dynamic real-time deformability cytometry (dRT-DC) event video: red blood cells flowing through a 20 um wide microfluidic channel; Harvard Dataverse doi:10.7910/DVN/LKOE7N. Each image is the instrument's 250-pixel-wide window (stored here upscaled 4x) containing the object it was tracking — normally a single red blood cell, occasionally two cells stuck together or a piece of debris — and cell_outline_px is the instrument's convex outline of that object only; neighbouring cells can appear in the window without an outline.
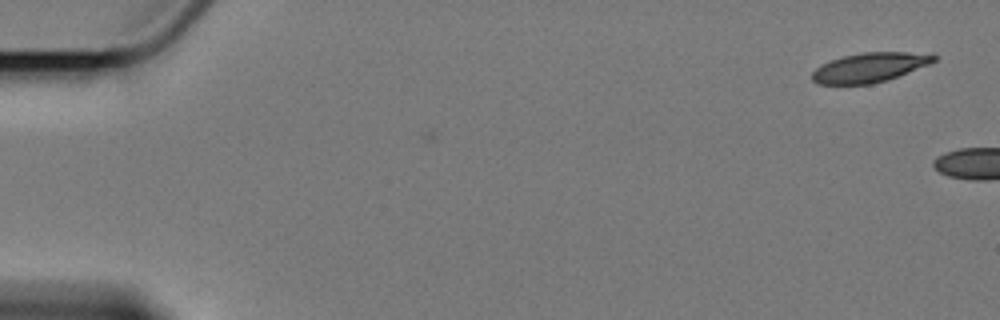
{"species": "Egyptian fruit bat (a non-hibernating species)", "species_latin": "Rousettus aegyptiacus", "temperature_condition": "cold", "stored_images_in_passage": 7, "segment_of_instrument_passage": [3, 3], "camera_frame_rate_fps": 3000, "um_per_image_px": 0.085, "animal": {"sex": "female"}, "frame": {"image": 1, "passage_image": 7, "time_ms": 8.667, "image_size_px": [1000, 320], "cell_outline_px": [[936, 60], [928, 64], [888, 80], [872, 84], [816, 84], [812, 80], [812, 72], [820, 64], [844, 56], [860, 52], [932, 52], [936, 56]], "centroid_in_image_um": [73.93, 5.72], "position_along_channel_um": 11.1, "area_um2": 21.04}}